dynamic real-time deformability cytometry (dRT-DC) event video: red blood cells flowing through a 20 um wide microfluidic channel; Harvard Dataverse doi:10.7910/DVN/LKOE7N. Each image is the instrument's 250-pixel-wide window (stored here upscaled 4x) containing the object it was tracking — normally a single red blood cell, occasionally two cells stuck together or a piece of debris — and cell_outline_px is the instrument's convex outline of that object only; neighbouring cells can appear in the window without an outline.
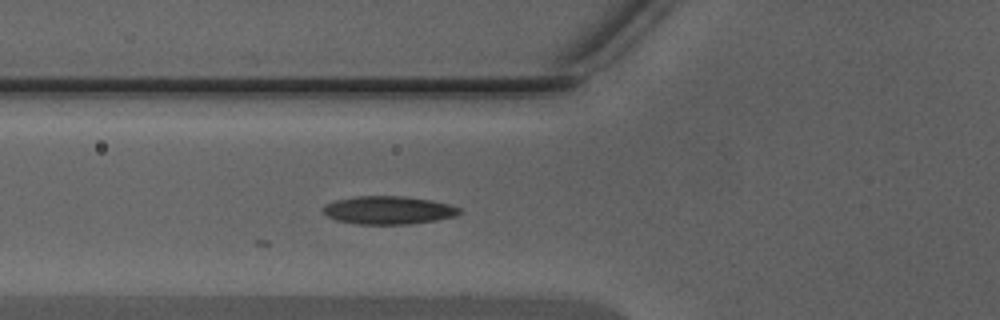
{"species": "Egyptian fruit bat (a non-hibernating species)", "species_latin": "Rousettus aegyptiacus", "temperature_condition": "warm", "stored_images_in_passage": 23, "camera_frame_rate_fps": 3000, "um_per_image_px": 0.085, "animal": {"sex": "male"}, "frame": {"image": 1, "passage_image": 2, "time_ms": 0.333, "image_size_px": [1000, 320], "cell_outline_px": [[464, 212], [456, 216], [436, 220], [412, 224], [356, 224], [336, 220], [328, 216], [320, 208], [324, 204], [336, 200], [356, 196], [404, 196], [432, 200], [448, 204], [460, 208]], "centroid_in_image_um": [33.02, 17.86], "position_along_channel_um": 92.8, "area_um2": 22.54}}
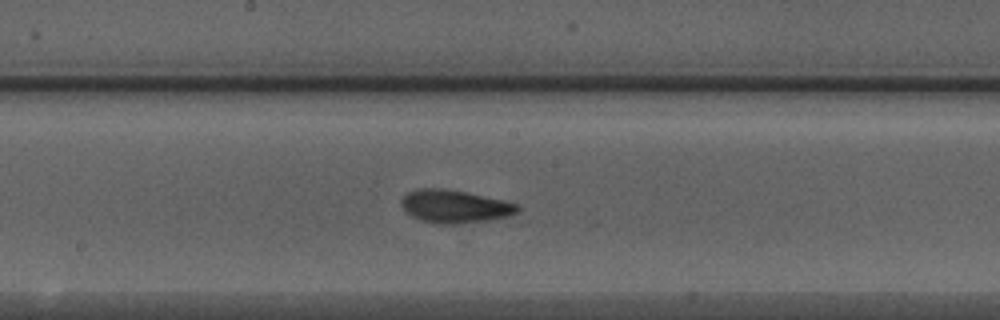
{"frame": {"image": 2, "passage_image": 10, "time_ms": 3.0, "image_size_px": [1000, 320], "cell_outline_px": [[520, 212], [508, 216], [484, 220], [456, 224], [436, 224], [420, 220], [412, 216], [400, 204], [400, 200], [408, 192], [416, 188], [444, 188], [504, 200], [520, 204]], "centroid_in_image_um": [38.65, 17.54], "position_along_channel_um": 209.5, "area_um2": 22.31}}
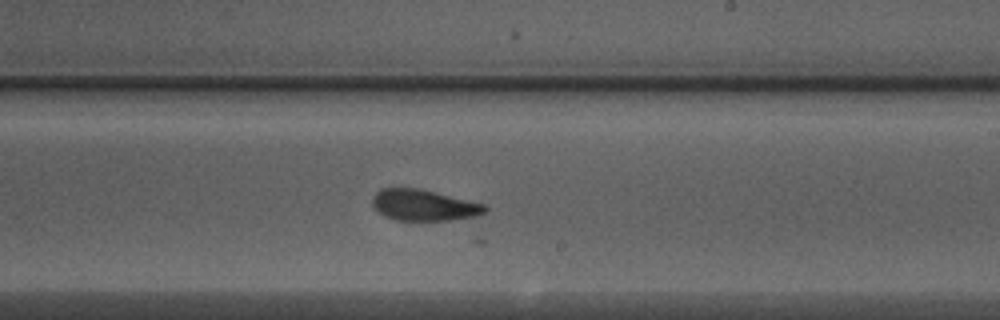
{"frame": {"image": 3, "passage_image": 13, "time_ms": 4.0, "image_size_px": [1000, 320], "cell_outline_px": [[488, 208], [484, 212], [472, 216], [448, 220], [396, 220], [384, 216], [372, 204], [372, 196], [380, 188], [420, 188], [484, 204]], "centroid_in_image_um": [35.97, 17.42], "position_along_channel_um": 253.0, "area_um2": 20.17}}